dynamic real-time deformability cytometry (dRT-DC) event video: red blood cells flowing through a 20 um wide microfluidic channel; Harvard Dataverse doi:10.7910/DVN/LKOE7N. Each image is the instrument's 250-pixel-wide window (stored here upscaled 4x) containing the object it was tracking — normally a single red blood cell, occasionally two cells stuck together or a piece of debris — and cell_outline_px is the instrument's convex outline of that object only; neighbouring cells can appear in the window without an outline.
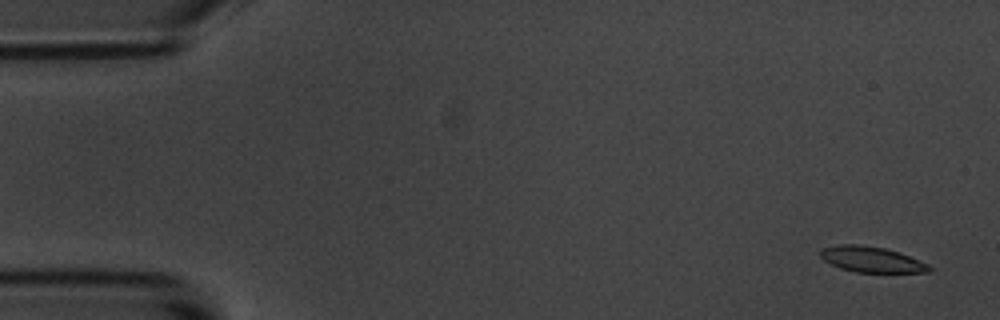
{"species": "common noctule bat (a hibernating species)", "species_latin": "Nyctalus noctula", "temperature_condition": "room temperature", "stored_images_in_passage": 57, "camera_frame_rate_fps": 3000, "um_per_image_px": 0.085, "animal": {"sex": "male", "body_mass_g": 20.1, "forearm_length_mm": 53.5}, "frame": {"image": 1, "passage_image": 3, "time_ms": 0.667, "image_size_px": [1000, 320], "cell_outline_px": [[932, 268], [928, 272], [856, 272], [840, 268], [824, 260], [820, 256], [820, 252], [824, 248], [840, 244], [856, 244], [884, 248], [900, 252], [928, 264]], "centroid_in_image_um": [74.08, 22.05], "position_along_channel_um": 10.9, "area_um2": 16.07}}
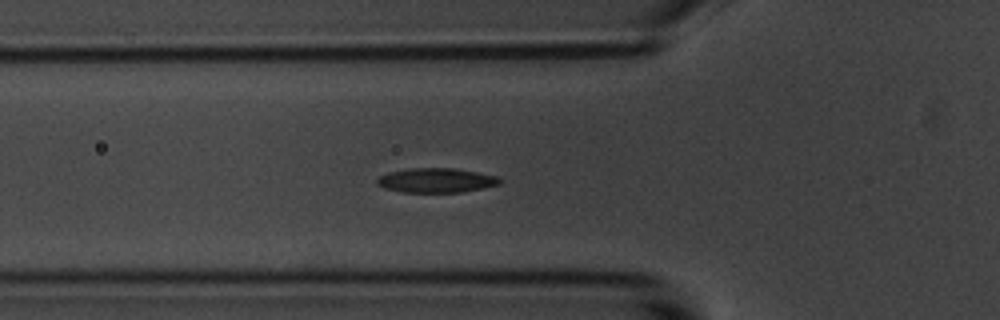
{"frame": {"image": 2, "passage_image": 20, "time_ms": 6.333, "image_size_px": [1000, 320], "cell_outline_px": [[504, 180], [500, 184], [460, 192], [400, 192], [384, 188], [376, 184], [376, 180], [380, 176], [388, 172], [408, 168], [456, 168], [500, 176]], "centroid_in_image_um": [37.09, 15.32], "position_along_channel_um": 88.7, "area_um2": 17.69}}
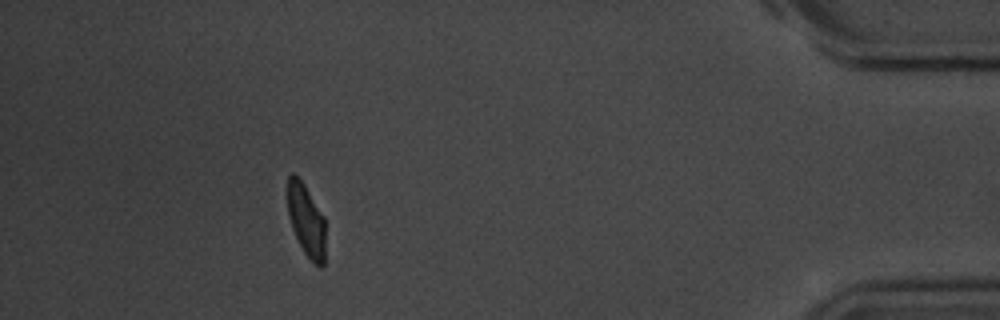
{"frame": {"image": 3, "passage_image": 52, "time_ms": 17.0, "image_size_px": [1000, 320], "cell_outline_px": [[324, 264], [320, 268], [304, 252], [292, 228], [288, 216], [288, 176], [292, 172], [304, 184], [324, 216]], "centroid_in_image_um": [26.03, 18.71], "position_along_channel_um": 409.2, "area_um2": 15.61}, "authors_computed_cell_mechanics": {"area_um2": 17.2822, "velocity_mm_per_s": 3.5329, "shape_relaxation_time_tau1_ms": 2.4895, "shape_relaxation_time_tau2_ms": 2.1725, "deformation_change_tau1": 0.1157, "deformation_change_tau2": 0.0583}}